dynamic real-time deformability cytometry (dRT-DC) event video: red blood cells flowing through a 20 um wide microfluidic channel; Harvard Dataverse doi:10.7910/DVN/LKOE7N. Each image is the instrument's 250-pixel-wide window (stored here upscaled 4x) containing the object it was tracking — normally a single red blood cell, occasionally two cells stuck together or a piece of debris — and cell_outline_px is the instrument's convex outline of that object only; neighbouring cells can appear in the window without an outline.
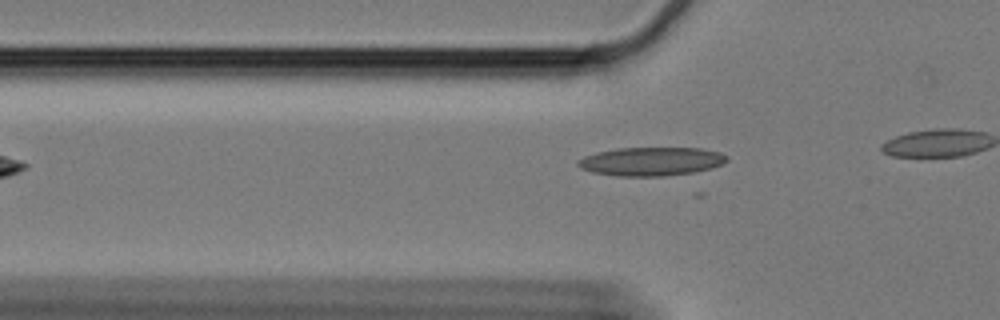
{"species": "Egyptian fruit bat (a non-hibernating species)", "species_latin": "Rousettus aegyptiacus", "temperature_condition": "cold", "stored_images_in_passage": 10, "camera_frame_rate_fps": 3000, "um_per_image_px": 0.085, "animal": {"sex": "female"}, "frame": {"image": 1, "passage_image": 4, "time_ms": 1.0, "image_size_px": [1000, 320], "cell_outline_px": [[728, 160], [720, 164], [708, 168], [692, 172], [664, 176], [616, 176], [592, 172], [580, 168], [576, 164], [576, 160], [584, 156], [596, 152], [616, 148], [700, 148], [720, 152], [728, 156]], "centroid_in_image_um": [55.29, 13.71], "position_along_channel_um": 70.5, "area_um2": 24.8}}
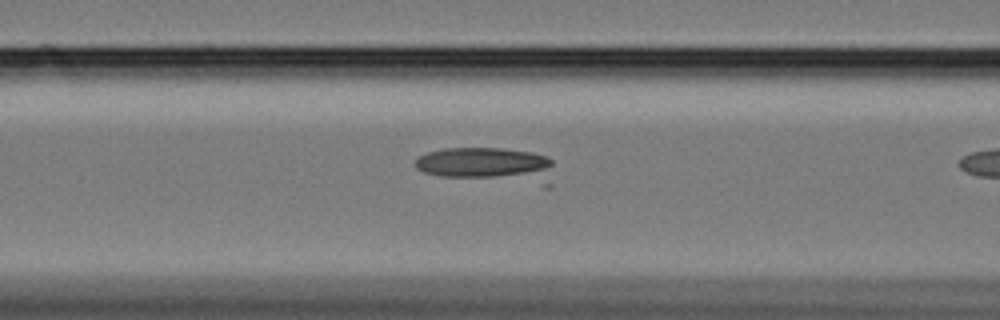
{"frame": {"image": 2, "passage_image": 9, "time_ms": 2.667, "image_size_px": [1000, 320], "cell_outline_px": [[552, 184], [548, 188], [544, 188], [440, 176], [424, 172], [416, 168], [416, 160], [420, 156], [428, 152], [444, 148], [504, 148], [532, 152], [544, 156], [552, 160]], "centroid_in_image_um": [41.6, 14.09], "position_along_channel_um": 125.0, "area_um2": 29.71}}